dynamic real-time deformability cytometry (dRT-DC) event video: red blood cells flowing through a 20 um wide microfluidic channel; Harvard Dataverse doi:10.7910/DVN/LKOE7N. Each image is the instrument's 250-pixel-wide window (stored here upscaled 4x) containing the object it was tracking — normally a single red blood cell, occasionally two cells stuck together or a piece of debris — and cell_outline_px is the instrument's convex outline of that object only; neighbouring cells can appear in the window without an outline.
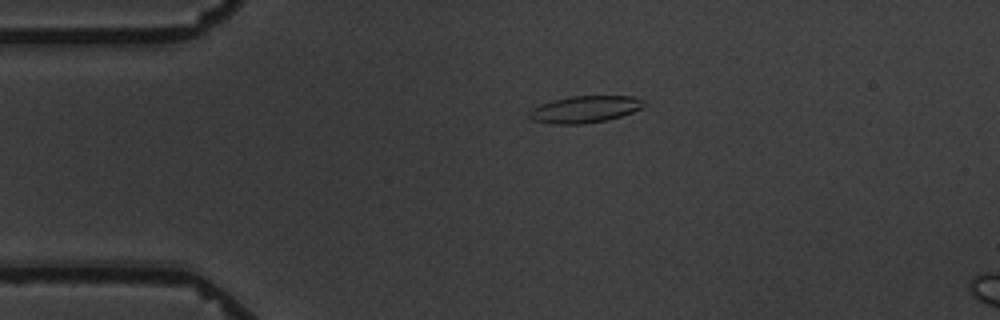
{"species": "common noctule bat (a hibernating species)", "species_latin": "Nyctalus noctula", "temperature_condition": "warm", "stored_images_in_passage": 3, "camera_frame_rate_fps": 3000, "um_per_image_px": 0.085, "animal": {"sex": "male", "body_mass_g": 19.5, "forearm_length_mm": 54.6}, "frame": {"image": 1, "passage_image": 1, "time_ms": 0.0, "image_size_px": [1000, 320], "cell_outline_px": [[644, 108], [608, 120], [584, 124], [552, 124], [532, 120], [528, 116], [528, 112], [532, 108], [540, 104], [552, 100], [568, 96], [632, 96], [644, 100]], "centroid_in_image_um": [49.69, 9.29], "position_along_channel_um": 35.3, "area_um2": 18.15}}